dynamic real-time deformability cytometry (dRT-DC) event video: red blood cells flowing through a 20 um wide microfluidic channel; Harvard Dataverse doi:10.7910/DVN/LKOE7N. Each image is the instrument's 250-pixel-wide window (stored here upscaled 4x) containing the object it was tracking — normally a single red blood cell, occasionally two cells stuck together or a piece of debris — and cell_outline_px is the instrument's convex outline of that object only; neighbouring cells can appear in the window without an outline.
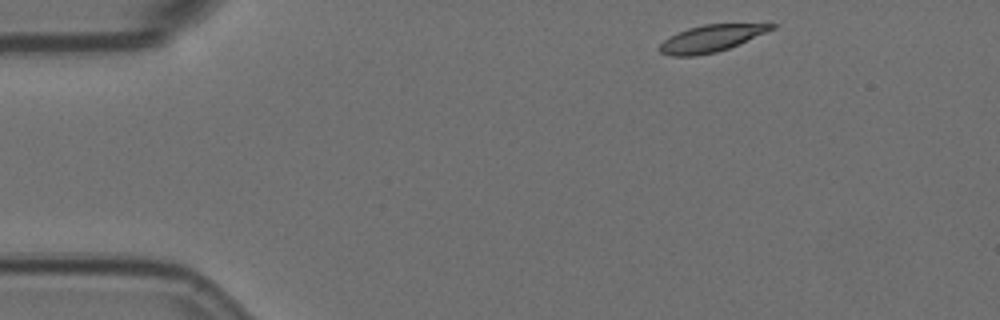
{"species": "Egyptian fruit bat (a non-hibernating species)", "species_latin": "Rousettus aegyptiacus", "temperature_condition": "room temperature", "stored_images_in_passage": 50, "camera_frame_rate_fps": 3000, "um_per_image_px": 0.085, "animal": {"sex": "female"}, "frame": {"image": 1, "passage_image": 1, "time_ms": 0.0, "image_size_px": [1000, 320], "cell_outline_px": [[776, 28], [740, 44], [716, 52], [696, 56], [668, 56], [660, 52], [660, 44], [664, 40], [688, 28], [704, 24], [776, 24]], "centroid_in_image_um": [60.46, 3.27], "position_along_channel_um": 24.5, "area_um2": 17.34}}
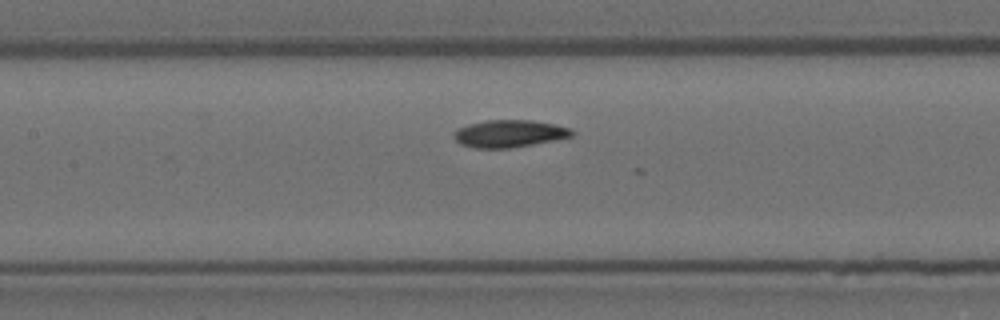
{"frame": {"image": 2, "passage_image": 19, "time_ms": 6.0, "image_size_px": [1000, 320], "cell_outline_px": [[576, 132], [572, 136], [532, 144], [508, 148], [472, 148], [460, 144], [452, 136], [456, 128], [468, 124], [488, 120], [532, 120], [556, 124], [572, 128]], "centroid_in_image_um": [43.27, 11.35], "position_along_channel_um": 164.1, "area_um2": 18.9}}
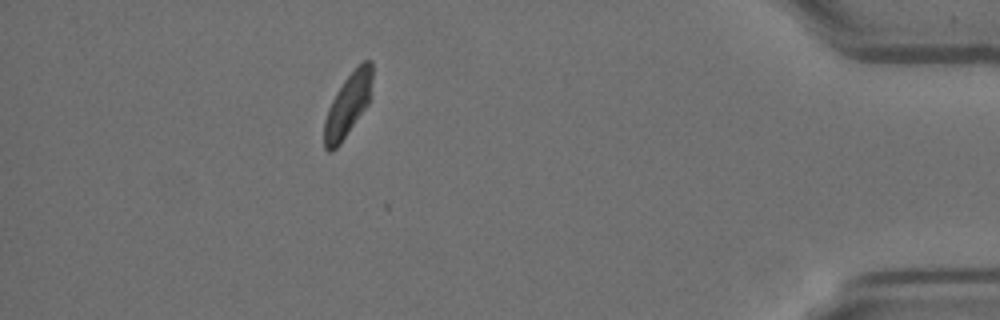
{"frame": {"image": 3, "passage_image": 44, "time_ms": 14.333, "image_size_px": [1000, 320], "cell_outline_px": [[372, 76], [368, 104], [340, 144], [332, 152], [328, 152], [324, 148], [324, 120], [328, 108], [336, 92], [344, 80], [364, 60], [372, 60]], "centroid_in_image_um": [29.54, 8.95], "position_along_channel_um": 405.7, "area_um2": 17.34}}